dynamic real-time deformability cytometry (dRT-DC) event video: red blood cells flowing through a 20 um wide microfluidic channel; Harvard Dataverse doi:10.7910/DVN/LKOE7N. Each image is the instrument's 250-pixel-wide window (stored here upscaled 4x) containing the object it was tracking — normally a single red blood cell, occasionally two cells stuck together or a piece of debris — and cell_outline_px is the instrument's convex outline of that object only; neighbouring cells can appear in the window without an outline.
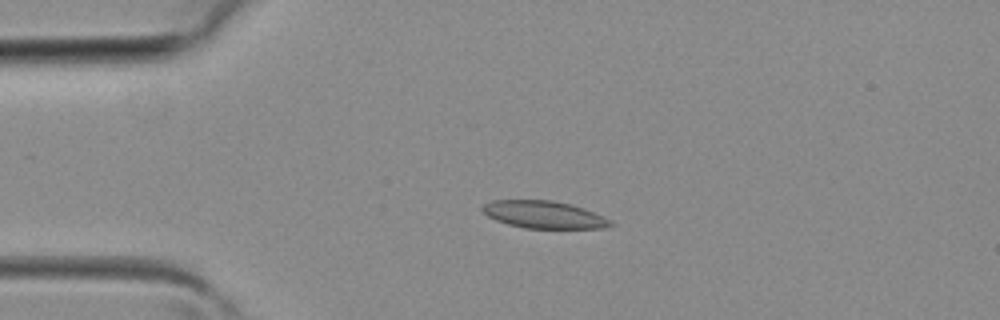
{"species": "common noctule bat (a hibernating species)", "species_latin": "Nyctalus noctula", "temperature_condition": "room temperature", "stored_images_in_passage": 32, "camera_frame_rate_fps": 3000, "um_per_image_px": 0.085, "animal": {"sex": "female", "body_mass_g": 19.3, "forearm_length_mm": 54.1}, "frame": {"image": 1, "passage_image": 2, "time_ms": 0.333, "image_size_px": [1000, 320], "cell_outline_px": [[616, 224], [604, 228], [524, 228], [508, 224], [496, 220], [488, 216], [480, 208], [484, 204], [492, 200], [552, 200], [572, 204], [584, 208], [604, 216], [612, 220]], "centroid_in_image_um": [46.27, 18.24], "position_along_channel_um": 38.7, "area_um2": 20.58}}
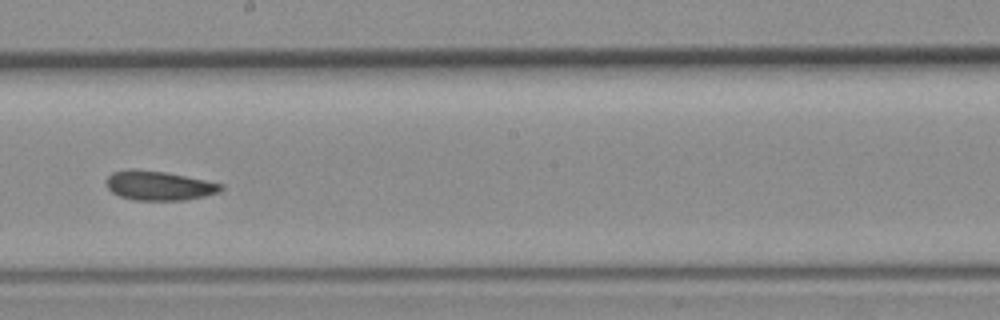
{"frame": {"image": 2, "passage_image": 15, "time_ms": 4.667, "image_size_px": [1000, 320], "cell_outline_px": [[224, 188], [220, 192], [204, 196], [184, 200], [136, 200], [120, 196], [112, 192], [108, 188], [108, 176], [112, 172], [168, 172], [224, 184]], "centroid_in_image_um": [13.63, 15.82], "position_along_channel_um": 234.6, "area_um2": 18.84}}
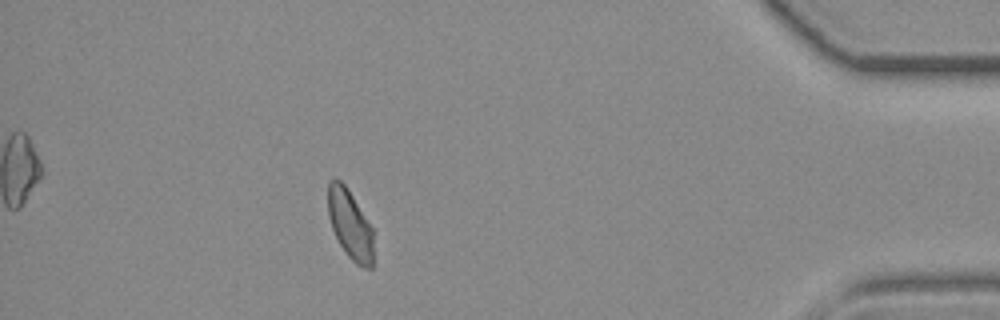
{"frame": {"image": 3, "passage_image": 28, "time_ms": 9.0, "image_size_px": [1000, 320], "cell_outline_px": [[372, 268], [364, 268], [356, 264], [348, 256], [340, 244], [332, 228], [328, 216], [328, 180], [340, 180], [344, 184], [352, 196], [372, 228]], "centroid_in_image_um": [29.73, 19.09], "position_along_channel_um": 405.5, "area_um2": 17.92}}